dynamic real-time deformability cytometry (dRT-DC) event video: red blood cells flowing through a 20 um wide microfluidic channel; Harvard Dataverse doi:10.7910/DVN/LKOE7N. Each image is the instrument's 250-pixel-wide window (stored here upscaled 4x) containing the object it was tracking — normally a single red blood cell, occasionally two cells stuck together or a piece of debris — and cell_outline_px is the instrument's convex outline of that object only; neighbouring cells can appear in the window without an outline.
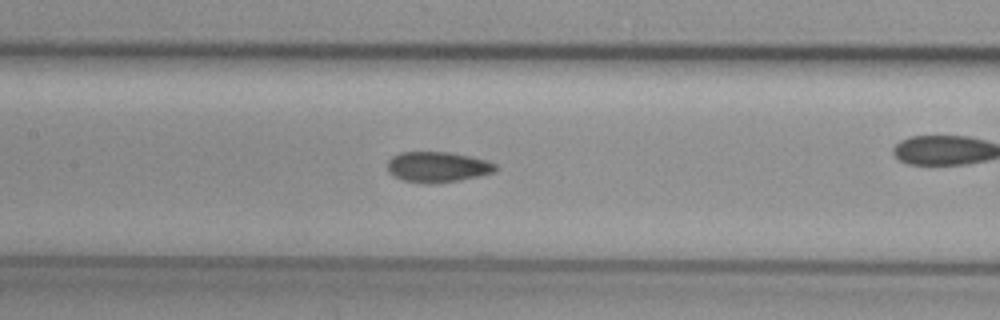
{"species": "common noctule bat (a hibernating species)", "species_latin": "Nyctalus noctula", "temperature_condition": "cold", "stored_images_in_passage": 31, "camera_frame_rate_fps": 3000, "um_per_image_px": 0.085, "animal": {"sex": "female", "body_mass_g": 29.2, "forearm_length_mm": 56.3}, "frame": {"image": 1, "passage_image": 16, "time_ms": 5.0, "image_size_px": [1000, 320], "cell_outline_px": [[496, 172], [480, 176], [460, 180], [432, 184], [424, 184], [404, 180], [392, 176], [388, 172], [388, 160], [392, 156], [400, 152], [448, 152], [472, 156], [488, 160], [496, 164]], "centroid_in_image_um": [37.2, 14.19], "position_along_channel_um": 170.2, "area_um2": 19.54}}